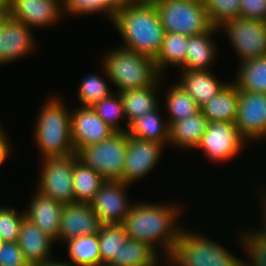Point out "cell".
Wrapping results in <instances>:
<instances>
[{
    "instance_id": "1",
    "label": "cell",
    "mask_w": 266,
    "mask_h": 266,
    "mask_svg": "<svg viewBox=\"0 0 266 266\" xmlns=\"http://www.w3.org/2000/svg\"><path fill=\"white\" fill-rule=\"evenodd\" d=\"M173 203L172 200L162 204L148 201L134 203L122 224L127 237L145 242L158 254L170 257L184 228L178 220L185 205Z\"/></svg>"
},
{
    "instance_id": "2",
    "label": "cell",
    "mask_w": 266,
    "mask_h": 266,
    "mask_svg": "<svg viewBox=\"0 0 266 266\" xmlns=\"http://www.w3.org/2000/svg\"><path fill=\"white\" fill-rule=\"evenodd\" d=\"M111 23L122 38L120 47L153 59L157 57L165 31L155 5L118 7Z\"/></svg>"
},
{
    "instance_id": "3",
    "label": "cell",
    "mask_w": 266,
    "mask_h": 266,
    "mask_svg": "<svg viewBox=\"0 0 266 266\" xmlns=\"http://www.w3.org/2000/svg\"><path fill=\"white\" fill-rule=\"evenodd\" d=\"M38 112L34 137L42 159L75 154L71 139V113L64 99L49 96Z\"/></svg>"
},
{
    "instance_id": "4",
    "label": "cell",
    "mask_w": 266,
    "mask_h": 266,
    "mask_svg": "<svg viewBox=\"0 0 266 266\" xmlns=\"http://www.w3.org/2000/svg\"><path fill=\"white\" fill-rule=\"evenodd\" d=\"M107 50L102 56L104 76L121 92L152 86L162 75L152 57L120 46Z\"/></svg>"
},
{
    "instance_id": "5",
    "label": "cell",
    "mask_w": 266,
    "mask_h": 266,
    "mask_svg": "<svg viewBox=\"0 0 266 266\" xmlns=\"http://www.w3.org/2000/svg\"><path fill=\"white\" fill-rule=\"evenodd\" d=\"M196 232L184 226L169 257L170 266H242V258L226 246Z\"/></svg>"
},
{
    "instance_id": "6",
    "label": "cell",
    "mask_w": 266,
    "mask_h": 266,
    "mask_svg": "<svg viewBox=\"0 0 266 266\" xmlns=\"http://www.w3.org/2000/svg\"><path fill=\"white\" fill-rule=\"evenodd\" d=\"M155 7L165 32L195 36L214 26L208 18L204 1L160 0Z\"/></svg>"
},
{
    "instance_id": "7",
    "label": "cell",
    "mask_w": 266,
    "mask_h": 266,
    "mask_svg": "<svg viewBox=\"0 0 266 266\" xmlns=\"http://www.w3.org/2000/svg\"><path fill=\"white\" fill-rule=\"evenodd\" d=\"M127 144L128 133L115 132L100 143L80 148L76 154L105 180L122 181Z\"/></svg>"
},
{
    "instance_id": "8",
    "label": "cell",
    "mask_w": 266,
    "mask_h": 266,
    "mask_svg": "<svg viewBox=\"0 0 266 266\" xmlns=\"http://www.w3.org/2000/svg\"><path fill=\"white\" fill-rule=\"evenodd\" d=\"M218 28L226 33L240 62L266 56V22L237 17Z\"/></svg>"
},
{
    "instance_id": "9",
    "label": "cell",
    "mask_w": 266,
    "mask_h": 266,
    "mask_svg": "<svg viewBox=\"0 0 266 266\" xmlns=\"http://www.w3.org/2000/svg\"><path fill=\"white\" fill-rule=\"evenodd\" d=\"M248 142L241 136L235 123L208 122L207 129L194 150L203 151V156L214 163L236 159Z\"/></svg>"
},
{
    "instance_id": "10",
    "label": "cell",
    "mask_w": 266,
    "mask_h": 266,
    "mask_svg": "<svg viewBox=\"0 0 266 266\" xmlns=\"http://www.w3.org/2000/svg\"><path fill=\"white\" fill-rule=\"evenodd\" d=\"M41 160L40 178L35 189L63 205L75 202L73 155Z\"/></svg>"
},
{
    "instance_id": "11",
    "label": "cell",
    "mask_w": 266,
    "mask_h": 266,
    "mask_svg": "<svg viewBox=\"0 0 266 266\" xmlns=\"http://www.w3.org/2000/svg\"><path fill=\"white\" fill-rule=\"evenodd\" d=\"M127 188L129 184L122 181L105 180L101 185L90 205L102 225L124 223L125 216L134 205V202L128 199Z\"/></svg>"
},
{
    "instance_id": "12",
    "label": "cell",
    "mask_w": 266,
    "mask_h": 266,
    "mask_svg": "<svg viewBox=\"0 0 266 266\" xmlns=\"http://www.w3.org/2000/svg\"><path fill=\"white\" fill-rule=\"evenodd\" d=\"M235 124L249 146L266 140V93L239 91Z\"/></svg>"
},
{
    "instance_id": "13",
    "label": "cell",
    "mask_w": 266,
    "mask_h": 266,
    "mask_svg": "<svg viewBox=\"0 0 266 266\" xmlns=\"http://www.w3.org/2000/svg\"><path fill=\"white\" fill-rule=\"evenodd\" d=\"M33 29L9 15L0 24V66L30 56L35 52L37 40Z\"/></svg>"
},
{
    "instance_id": "14",
    "label": "cell",
    "mask_w": 266,
    "mask_h": 266,
    "mask_svg": "<svg viewBox=\"0 0 266 266\" xmlns=\"http://www.w3.org/2000/svg\"><path fill=\"white\" fill-rule=\"evenodd\" d=\"M164 148L163 144L128 136L122 182L132 185L146 177L158 165Z\"/></svg>"
},
{
    "instance_id": "15",
    "label": "cell",
    "mask_w": 266,
    "mask_h": 266,
    "mask_svg": "<svg viewBox=\"0 0 266 266\" xmlns=\"http://www.w3.org/2000/svg\"><path fill=\"white\" fill-rule=\"evenodd\" d=\"M8 15L33 30L55 26L65 18L62 0H10Z\"/></svg>"
},
{
    "instance_id": "16",
    "label": "cell",
    "mask_w": 266,
    "mask_h": 266,
    "mask_svg": "<svg viewBox=\"0 0 266 266\" xmlns=\"http://www.w3.org/2000/svg\"><path fill=\"white\" fill-rule=\"evenodd\" d=\"M71 113V139L77 152L80 148L97 144L116 131L107 125L92 107H76Z\"/></svg>"
},
{
    "instance_id": "17",
    "label": "cell",
    "mask_w": 266,
    "mask_h": 266,
    "mask_svg": "<svg viewBox=\"0 0 266 266\" xmlns=\"http://www.w3.org/2000/svg\"><path fill=\"white\" fill-rule=\"evenodd\" d=\"M102 224L90 203L73 202L63 205L58 241L64 243L83 235L97 234Z\"/></svg>"
},
{
    "instance_id": "18",
    "label": "cell",
    "mask_w": 266,
    "mask_h": 266,
    "mask_svg": "<svg viewBox=\"0 0 266 266\" xmlns=\"http://www.w3.org/2000/svg\"><path fill=\"white\" fill-rule=\"evenodd\" d=\"M62 209V203L35 190L24 212L29 221L57 243Z\"/></svg>"
},
{
    "instance_id": "19",
    "label": "cell",
    "mask_w": 266,
    "mask_h": 266,
    "mask_svg": "<svg viewBox=\"0 0 266 266\" xmlns=\"http://www.w3.org/2000/svg\"><path fill=\"white\" fill-rule=\"evenodd\" d=\"M54 243L55 241L52 238L44 234L26 217L23 219L17 244L30 266H39L42 263L53 259L52 246H54Z\"/></svg>"
},
{
    "instance_id": "20",
    "label": "cell",
    "mask_w": 266,
    "mask_h": 266,
    "mask_svg": "<svg viewBox=\"0 0 266 266\" xmlns=\"http://www.w3.org/2000/svg\"><path fill=\"white\" fill-rule=\"evenodd\" d=\"M219 28L213 26L209 31L200 35L188 36L186 61L179 70H210L217 59V45L213 39L219 33ZM217 51V52H216ZM213 63V64H212Z\"/></svg>"
},
{
    "instance_id": "21",
    "label": "cell",
    "mask_w": 266,
    "mask_h": 266,
    "mask_svg": "<svg viewBox=\"0 0 266 266\" xmlns=\"http://www.w3.org/2000/svg\"><path fill=\"white\" fill-rule=\"evenodd\" d=\"M212 70H180V80L177 83L202 106L210 101L229 82L222 81Z\"/></svg>"
},
{
    "instance_id": "22",
    "label": "cell",
    "mask_w": 266,
    "mask_h": 266,
    "mask_svg": "<svg viewBox=\"0 0 266 266\" xmlns=\"http://www.w3.org/2000/svg\"><path fill=\"white\" fill-rule=\"evenodd\" d=\"M165 76H161L152 86L144 88H136L119 92L124 107V114L126 118L125 126L128 128L129 124L138 117L144 116L157 109L160 104L157 97L159 88L162 87Z\"/></svg>"
},
{
    "instance_id": "23",
    "label": "cell",
    "mask_w": 266,
    "mask_h": 266,
    "mask_svg": "<svg viewBox=\"0 0 266 266\" xmlns=\"http://www.w3.org/2000/svg\"><path fill=\"white\" fill-rule=\"evenodd\" d=\"M208 119L201 111L184 118L181 121L173 122L169 128V145L178 150H194L200 142L208 125Z\"/></svg>"
},
{
    "instance_id": "24",
    "label": "cell",
    "mask_w": 266,
    "mask_h": 266,
    "mask_svg": "<svg viewBox=\"0 0 266 266\" xmlns=\"http://www.w3.org/2000/svg\"><path fill=\"white\" fill-rule=\"evenodd\" d=\"M239 102V90L230 81L210 101L200 106V111L209 122L225 121L235 123Z\"/></svg>"
},
{
    "instance_id": "25",
    "label": "cell",
    "mask_w": 266,
    "mask_h": 266,
    "mask_svg": "<svg viewBox=\"0 0 266 266\" xmlns=\"http://www.w3.org/2000/svg\"><path fill=\"white\" fill-rule=\"evenodd\" d=\"M160 106L133 120L128 127V136L144 139L169 146V128L167 119L160 115Z\"/></svg>"
},
{
    "instance_id": "26",
    "label": "cell",
    "mask_w": 266,
    "mask_h": 266,
    "mask_svg": "<svg viewBox=\"0 0 266 266\" xmlns=\"http://www.w3.org/2000/svg\"><path fill=\"white\" fill-rule=\"evenodd\" d=\"M236 69L232 82L239 91L266 93V56L239 62Z\"/></svg>"
},
{
    "instance_id": "27",
    "label": "cell",
    "mask_w": 266,
    "mask_h": 266,
    "mask_svg": "<svg viewBox=\"0 0 266 266\" xmlns=\"http://www.w3.org/2000/svg\"><path fill=\"white\" fill-rule=\"evenodd\" d=\"M188 36L179 33L165 32L161 50L154 59L158 72L165 76L167 69L180 68L186 61Z\"/></svg>"
},
{
    "instance_id": "28",
    "label": "cell",
    "mask_w": 266,
    "mask_h": 266,
    "mask_svg": "<svg viewBox=\"0 0 266 266\" xmlns=\"http://www.w3.org/2000/svg\"><path fill=\"white\" fill-rule=\"evenodd\" d=\"M73 187L75 202L90 203L105 179L92 168L85 166L78 160L77 154H73Z\"/></svg>"
},
{
    "instance_id": "29",
    "label": "cell",
    "mask_w": 266,
    "mask_h": 266,
    "mask_svg": "<svg viewBox=\"0 0 266 266\" xmlns=\"http://www.w3.org/2000/svg\"><path fill=\"white\" fill-rule=\"evenodd\" d=\"M64 243L67 246L68 263L74 266L101 265L98 233L72 238Z\"/></svg>"
},
{
    "instance_id": "30",
    "label": "cell",
    "mask_w": 266,
    "mask_h": 266,
    "mask_svg": "<svg viewBox=\"0 0 266 266\" xmlns=\"http://www.w3.org/2000/svg\"><path fill=\"white\" fill-rule=\"evenodd\" d=\"M172 83L165 90V110H167L169 125L181 121L186 117L193 116L200 111V106L195 100L178 84Z\"/></svg>"
},
{
    "instance_id": "31",
    "label": "cell",
    "mask_w": 266,
    "mask_h": 266,
    "mask_svg": "<svg viewBox=\"0 0 266 266\" xmlns=\"http://www.w3.org/2000/svg\"><path fill=\"white\" fill-rule=\"evenodd\" d=\"M158 253L148 244L128 238L118 255L107 264L110 266H138L151 261Z\"/></svg>"
},
{
    "instance_id": "32",
    "label": "cell",
    "mask_w": 266,
    "mask_h": 266,
    "mask_svg": "<svg viewBox=\"0 0 266 266\" xmlns=\"http://www.w3.org/2000/svg\"><path fill=\"white\" fill-rule=\"evenodd\" d=\"M65 16L80 17L101 14L112 22L118 7L112 0H62Z\"/></svg>"
},
{
    "instance_id": "33",
    "label": "cell",
    "mask_w": 266,
    "mask_h": 266,
    "mask_svg": "<svg viewBox=\"0 0 266 266\" xmlns=\"http://www.w3.org/2000/svg\"><path fill=\"white\" fill-rule=\"evenodd\" d=\"M102 77L101 75L98 76V74L91 73L81 79L77 94L81 107H92L97 102L114 93L109 84L105 82V78L103 79Z\"/></svg>"
},
{
    "instance_id": "34",
    "label": "cell",
    "mask_w": 266,
    "mask_h": 266,
    "mask_svg": "<svg viewBox=\"0 0 266 266\" xmlns=\"http://www.w3.org/2000/svg\"><path fill=\"white\" fill-rule=\"evenodd\" d=\"M243 230V231H242ZM238 230L239 245L242 246L246 260L242 259V266H266V240L260 238L252 228L248 227ZM239 231H241L239 233Z\"/></svg>"
},
{
    "instance_id": "35",
    "label": "cell",
    "mask_w": 266,
    "mask_h": 266,
    "mask_svg": "<svg viewBox=\"0 0 266 266\" xmlns=\"http://www.w3.org/2000/svg\"><path fill=\"white\" fill-rule=\"evenodd\" d=\"M101 264H108L127 239L123 225H102L98 232Z\"/></svg>"
},
{
    "instance_id": "36",
    "label": "cell",
    "mask_w": 266,
    "mask_h": 266,
    "mask_svg": "<svg viewBox=\"0 0 266 266\" xmlns=\"http://www.w3.org/2000/svg\"><path fill=\"white\" fill-rule=\"evenodd\" d=\"M92 108L97 115L116 132H127L128 128L121 127V119H125L123 101L119 92H114L107 98L97 102ZM120 123V124H119Z\"/></svg>"
},
{
    "instance_id": "37",
    "label": "cell",
    "mask_w": 266,
    "mask_h": 266,
    "mask_svg": "<svg viewBox=\"0 0 266 266\" xmlns=\"http://www.w3.org/2000/svg\"><path fill=\"white\" fill-rule=\"evenodd\" d=\"M204 6L215 27L240 17V0H204Z\"/></svg>"
},
{
    "instance_id": "38",
    "label": "cell",
    "mask_w": 266,
    "mask_h": 266,
    "mask_svg": "<svg viewBox=\"0 0 266 266\" xmlns=\"http://www.w3.org/2000/svg\"><path fill=\"white\" fill-rule=\"evenodd\" d=\"M16 210L15 207L6 204L0 205V238L4 242H17L25 212L24 209Z\"/></svg>"
},
{
    "instance_id": "39",
    "label": "cell",
    "mask_w": 266,
    "mask_h": 266,
    "mask_svg": "<svg viewBox=\"0 0 266 266\" xmlns=\"http://www.w3.org/2000/svg\"><path fill=\"white\" fill-rule=\"evenodd\" d=\"M0 266H30L17 242H5L0 250Z\"/></svg>"
},
{
    "instance_id": "40",
    "label": "cell",
    "mask_w": 266,
    "mask_h": 266,
    "mask_svg": "<svg viewBox=\"0 0 266 266\" xmlns=\"http://www.w3.org/2000/svg\"><path fill=\"white\" fill-rule=\"evenodd\" d=\"M240 17L266 22V0H240Z\"/></svg>"
},
{
    "instance_id": "41",
    "label": "cell",
    "mask_w": 266,
    "mask_h": 266,
    "mask_svg": "<svg viewBox=\"0 0 266 266\" xmlns=\"http://www.w3.org/2000/svg\"><path fill=\"white\" fill-rule=\"evenodd\" d=\"M2 125L0 127V167L4 165V162L10 157V153L12 152L11 138H9V134L5 131L6 128Z\"/></svg>"
},
{
    "instance_id": "42",
    "label": "cell",
    "mask_w": 266,
    "mask_h": 266,
    "mask_svg": "<svg viewBox=\"0 0 266 266\" xmlns=\"http://www.w3.org/2000/svg\"><path fill=\"white\" fill-rule=\"evenodd\" d=\"M162 255V256H161ZM163 257H165V258H163ZM166 261V262H164V263H166V264H163L162 262L164 261V260ZM162 261V262H161ZM161 263V264H160ZM167 264H170V259H169V257H167V256H165V255H163V254H157L151 261H149V262H147V263H145V264H142V265H138V266H166Z\"/></svg>"
},
{
    "instance_id": "43",
    "label": "cell",
    "mask_w": 266,
    "mask_h": 266,
    "mask_svg": "<svg viewBox=\"0 0 266 266\" xmlns=\"http://www.w3.org/2000/svg\"><path fill=\"white\" fill-rule=\"evenodd\" d=\"M60 259H56V258H53V259H51V260H49V261H46V262H44V263H42L41 265H39V266H74V265H72V264H70V263H68L67 261H64V260H60Z\"/></svg>"
},
{
    "instance_id": "44",
    "label": "cell",
    "mask_w": 266,
    "mask_h": 266,
    "mask_svg": "<svg viewBox=\"0 0 266 266\" xmlns=\"http://www.w3.org/2000/svg\"><path fill=\"white\" fill-rule=\"evenodd\" d=\"M160 0H127V5H155Z\"/></svg>"
},
{
    "instance_id": "45",
    "label": "cell",
    "mask_w": 266,
    "mask_h": 266,
    "mask_svg": "<svg viewBox=\"0 0 266 266\" xmlns=\"http://www.w3.org/2000/svg\"><path fill=\"white\" fill-rule=\"evenodd\" d=\"M9 1L10 0H0V11L9 12Z\"/></svg>"
},
{
    "instance_id": "46",
    "label": "cell",
    "mask_w": 266,
    "mask_h": 266,
    "mask_svg": "<svg viewBox=\"0 0 266 266\" xmlns=\"http://www.w3.org/2000/svg\"><path fill=\"white\" fill-rule=\"evenodd\" d=\"M117 7L126 6L127 0H112Z\"/></svg>"
},
{
    "instance_id": "47",
    "label": "cell",
    "mask_w": 266,
    "mask_h": 266,
    "mask_svg": "<svg viewBox=\"0 0 266 266\" xmlns=\"http://www.w3.org/2000/svg\"><path fill=\"white\" fill-rule=\"evenodd\" d=\"M9 14V12H2L0 11V24L5 19V17Z\"/></svg>"
},
{
    "instance_id": "48",
    "label": "cell",
    "mask_w": 266,
    "mask_h": 266,
    "mask_svg": "<svg viewBox=\"0 0 266 266\" xmlns=\"http://www.w3.org/2000/svg\"><path fill=\"white\" fill-rule=\"evenodd\" d=\"M4 243H5V242L0 238V250H1V248L3 247Z\"/></svg>"
},
{
    "instance_id": "49",
    "label": "cell",
    "mask_w": 266,
    "mask_h": 266,
    "mask_svg": "<svg viewBox=\"0 0 266 266\" xmlns=\"http://www.w3.org/2000/svg\"><path fill=\"white\" fill-rule=\"evenodd\" d=\"M100 266H110V265H107V264H101Z\"/></svg>"
}]
</instances>
